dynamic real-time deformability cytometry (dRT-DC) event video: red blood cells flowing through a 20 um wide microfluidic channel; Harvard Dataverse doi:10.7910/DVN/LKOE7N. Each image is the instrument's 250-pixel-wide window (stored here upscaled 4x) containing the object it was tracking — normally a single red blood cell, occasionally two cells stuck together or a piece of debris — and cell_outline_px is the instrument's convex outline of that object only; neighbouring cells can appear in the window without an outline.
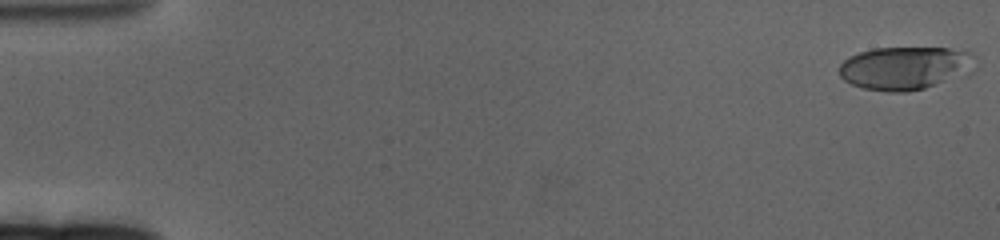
{"species": "human", "species_latin": "Homo sapiens", "temperature_condition": "cold", "stored_images_in_passage": 63, "camera_frame_rate_fps": 3000, "um_per_image_px": 0.085, "donor": {"sex": "female"}, "frame": {"image": 1, "passage_image": 1, "time_ms": 0.0, "image_size_px": [1000, 240], "cell_outline_px": [[976, 68], [968, 76], [924, 88], [908, 92], [888, 92], [864, 88], [852, 84], [844, 80], [840, 76], [840, 64], [848, 56], [872, 48], [948, 48], [968, 52], [976, 56]], "centroid_in_image_um": [77.01, 5.79], "position_along_channel_um": 8.0, "area_um2": 34.8}}
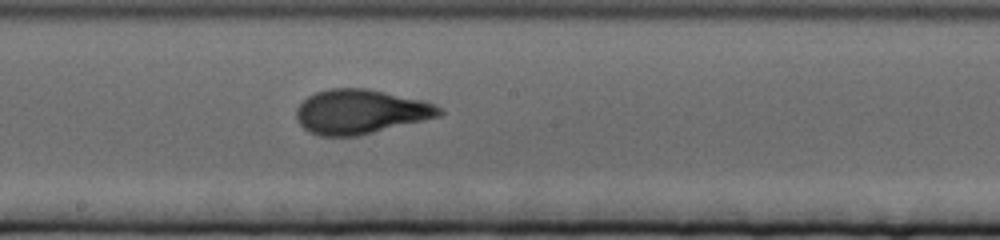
{"frame": {"image": 2, "passage_image": 35, "time_ms": 11.333, "image_size_px": [1000, 240], "cell_outline_px": [[444, 112], [440, 116], [360, 136], [320, 136], [308, 132], [296, 120], [296, 108], [308, 96], [316, 92], [328, 88], [368, 88], [424, 100], [440, 108]], "centroid_in_image_um": [30.63, 9.5], "position_along_channel_um": 217.6, "area_um2": 37.22}}
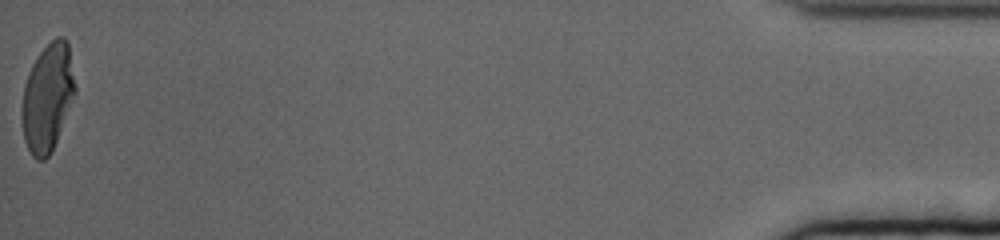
{"frame": {"image": 3, "passage_image": 63, "time_ms": 20.667, "image_size_px": [1000, 240], "cell_outline_px": [[76, 92], [52, 152], [44, 160], [36, 160], [32, 156], [24, 140], [20, 116], [20, 112], [24, 84], [28, 72], [32, 64], [40, 52], [56, 36], [64, 36], [68, 40], [76, 88]], "centroid_in_image_um": [4.03, 8.29], "position_along_channel_um": 431.2, "area_um2": 33.87}, "authors_computed_cell_mechanics": {"area_um2": 35.1424, "velocity_mm_per_s": 3.2581, "shape_relaxation_time_tau1_ms": 5.1057, "shape_relaxation_time_tau2_ms": 1.0173, "deformation_change_tau1": 0.2204, "deformation_change_tau2": 0.0801}}